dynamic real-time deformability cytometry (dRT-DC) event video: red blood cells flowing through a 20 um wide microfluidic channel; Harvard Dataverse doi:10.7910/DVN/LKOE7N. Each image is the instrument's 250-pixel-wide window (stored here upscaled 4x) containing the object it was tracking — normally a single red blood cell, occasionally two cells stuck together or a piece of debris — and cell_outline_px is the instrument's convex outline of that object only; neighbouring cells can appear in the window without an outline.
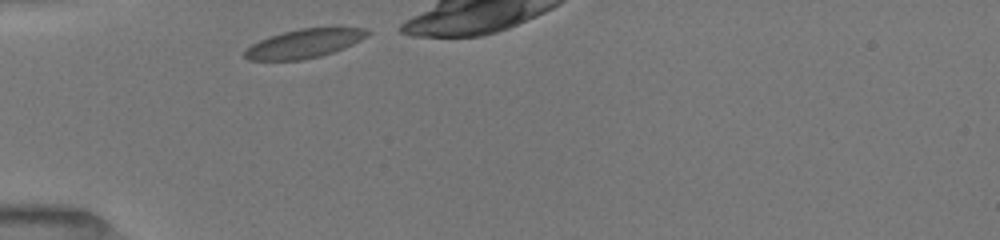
{"species": "common noctule bat (a hibernating species)", "species_latin": "Nyctalus noctula", "temperature_condition": "room temperature", "stored_images_in_passage": 9, "camera_frame_rate_fps": 3000, "um_per_image_px": 0.085, "animal": {"sex": "female", "body_mass_g": 19.5, "forearm_length_mm": 54.1}, "frame": {"image": 1, "passage_image": 1, "time_ms": 0.0, "image_size_px": [1000, 240], "cell_outline_px": [[372, 32], [368, 36], [344, 48], [320, 56], [300, 60], [248, 60], [244, 56], [244, 52], [252, 44], [268, 36], [300, 28], [336, 24], [368, 28]], "centroid_in_image_um": [25.99, 3.63], "position_along_channel_um": 59.0, "area_um2": 21.44}}
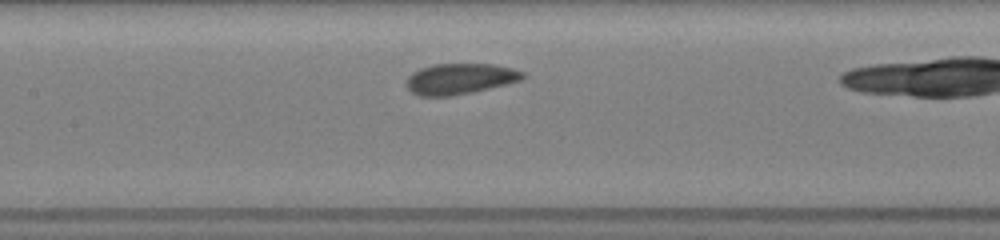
{"frame": {"image": 2, "passage_image": 6, "time_ms": 3.0, "image_size_px": [1000, 240], "cell_outline_px": [[528, 76], [524, 80], [508, 84], [472, 92], [452, 96], [420, 96], [412, 92], [404, 84], [408, 76], [412, 72], [420, 68], [432, 64], [492, 64], [512, 68], [524, 72]], "centroid_in_image_um": [39.12, 6.7], "position_along_channel_um": 168.3, "area_um2": 21.21}}
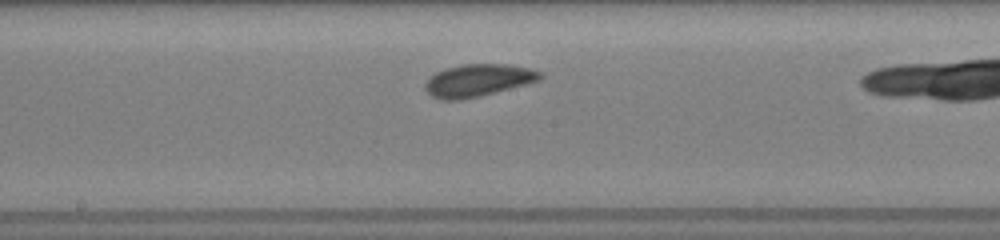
{"frame": {"image": 3, "passage_image": 8, "time_ms": 4.0, "image_size_px": [1000, 240], "cell_outline_px": [[544, 76], [540, 80], [528, 84], [480, 96], [460, 100], [440, 100], [432, 96], [424, 88], [424, 84], [436, 72], [444, 68], [464, 64], [508, 64], [528, 68], [540, 72]], "centroid_in_image_um": [40.64, 6.83], "position_along_channel_um": 207.6, "area_um2": 21.73}}